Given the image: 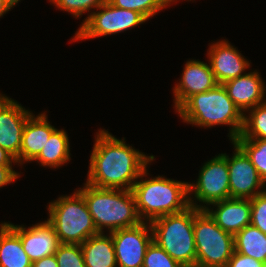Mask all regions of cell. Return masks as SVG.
Returning <instances> with one entry per match:
<instances>
[{
  "mask_svg": "<svg viewBox=\"0 0 266 267\" xmlns=\"http://www.w3.org/2000/svg\"><path fill=\"white\" fill-rule=\"evenodd\" d=\"M90 154L86 183L110 189L132 190L142 172L155 160L117 139L105 129L97 131Z\"/></svg>",
  "mask_w": 266,
  "mask_h": 267,
  "instance_id": "obj_1",
  "label": "cell"
},
{
  "mask_svg": "<svg viewBox=\"0 0 266 267\" xmlns=\"http://www.w3.org/2000/svg\"><path fill=\"white\" fill-rule=\"evenodd\" d=\"M175 112L183 122L197 127H230L228 137L234 141L242 132L244 114L228 96L222 84L189 97Z\"/></svg>",
  "mask_w": 266,
  "mask_h": 267,
  "instance_id": "obj_2",
  "label": "cell"
},
{
  "mask_svg": "<svg viewBox=\"0 0 266 267\" xmlns=\"http://www.w3.org/2000/svg\"><path fill=\"white\" fill-rule=\"evenodd\" d=\"M148 174L146 168L132 187L137 212L143 222L181 212L190 206L189 182L159 175L146 178Z\"/></svg>",
  "mask_w": 266,
  "mask_h": 267,
  "instance_id": "obj_3",
  "label": "cell"
},
{
  "mask_svg": "<svg viewBox=\"0 0 266 267\" xmlns=\"http://www.w3.org/2000/svg\"><path fill=\"white\" fill-rule=\"evenodd\" d=\"M77 190L83 195L99 233H105V229L111 233L143 222L132 190L99 188L86 182Z\"/></svg>",
  "mask_w": 266,
  "mask_h": 267,
  "instance_id": "obj_4",
  "label": "cell"
},
{
  "mask_svg": "<svg viewBox=\"0 0 266 267\" xmlns=\"http://www.w3.org/2000/svg\"><path fill=\"white\" fill-rule=\"evenodd\" d=\"M153 241L181 266H196L194 206L150 222Z\"/></svg>",
  "mask_w": 266,
  "mask_h": 267,
  "instance_id": "obj_5",
  "label": "cell"
},
{
  "mask_svg": "<svg viewBox=\"0 0 266 267\" xmlns=\"http://www.w3.org/2000/svg\"><path fill=\"white\" fill-rule=\"evenodd\" d=\"M49 202L47 222L54 228L59 243L81 245L98 234L83 195L77 190Z\"/></svg>",
  "mask_w": 266,
  "mask_h": 267,
  "instance_id": "obj_6",
  "label": "cell"
},
{
  "mask_svg": "<svg viewBox=\"0 0 266 267\" xmlns=\"http://www.w3.org/2000/svg\"><path fill=\"white\" fill-rule=\"evenodd\" d=\"M196 266L226 267L235 251L234 235L221 229L205 210L194 207Z\"/></svg>",
  "mask_w": 266,
  "mask_h": 267,
  "instance_id": "obj_7",
  "label": "cell"
},
{
  "mask_svg": "<svg viewBox=\"0 0 266 267\" xmlns=\"http://www.w3.org/2000/svg\"><path fill=\"white\" fill-rule=\"evenodd\" d=\"M229 178L227 158L222 153L208 160L200 168L196 183H188L189 204L205 210L212 203L230 198Z\"/></svg>",
  "mask_w": 266,
  "mask_h": 267,
  "instance_id": "obj_8",
  "label": "cell"
},
{
  "mask_svg": "<svg viewBox=\"0 0 266 267\" xmlns=\"http://www.w3.org/2000/svg\"><path fill=\"white\" fill-rule=\"evenodd\" d=\"M146 21L147 19L139 12L118 8L107 0L96 12H91L84 18L78 31L72 37V41L114 35L131 30Z\"/></svg>",
  "mask_w": 266,
  "mask_h": 267,
  "instance_id": "obj_9",
  "label": "cell"
},
{
  "mask_svg": "<svg viewBox=\"0 0 266 267\" xmlns=\"http://www.w3.org/2000/svg\"><path fill=\"white\" fill-rule=\"evenodd\" d=\"M117 267H142L148 246L153 241L150 222L118 229L110 233Z\"/></svg>",
  "mask_w": 266,
  "mask_h": 267,
  "instance_id": "obj_10",
  "label": "cell"
},
{
  "mask_svg": "<svg viewBox=\"0 0 266 267\" xmlns=\"http://www.w3.org/2000/svg\"><path fill=\"white\" fill-rule=\"evenodd\" d=\"M33 112L0 93V147L10 153L20 166V149L27 119Z\"/></svg>",
  "mask_w": 266,
  "mask_h": 267,
  "instance_id": "obj_11",
  "label": "cell"
},
{
  "mask_svg": "<svg viewBox=\"0 0 266 267\" xmlns=\"http://www.w3.org/2000/svg\"><path fill=\"white\" fill-rule=\"evenodd\" d=\"M234 154L227 158L229 170L230 198L252 199L266 190V183L260 177L247 155L233 142Z\"/></svg>",
  "mask_w": 266,
  "mask_h": 267,
  "instance_id": "obj_12",
  "label": "cell"
},
{
  "mask_svg": "<svg viewBox=\"0 0 266 267\" xmlns=\"http://www.w3.org/2000/svg\"><path fill=\"white\" fill-rule=\"evenodd\" d=\"M207 58L218 84L246 74L250 62L229 41L220 40L211 43L207 50Z\"/></svg>",
  "mask_w": 266,
  "mask_h": 267,
  "instance_id": "obj_13",
  "label": "cell"
},
{
  "mask_svg": "<svg viewBox=\"0 0 266 267\" xmlns=\"http://www.w3.org/2000/svg\"><path fill=\"white\" fill-rule=\"evenodd\" d=\"M179 83L173 87L174 109H178L189 97L209 91L218 83L210 64L198 60H188L183 68Z\"/></svg>",
  "mask_w": 266,
  "mask_h": 267,
  "instance_id": "obj_14",
  "label": "cell"
},
{
  "mask_svg": "<svg viewBox=\"0 0 266 267\" xmlns=\"http://www.w3.org/2000/svg\"><path fill=\"white\" fill-rule=\"evenodd\" d=\"M19 237L31 262L54 255L59 243L54 228L45 220L28 228L5 222Z\"/></svg>",
  "mask_w": 266,
  "mask_h": 267,
  "instance_id": "obj_15",
  "label": "cell"
},
{
  "mask_svg": "<svg viewBox=\"0 0 266 267\" xmlns=\"http://www.w3.org/2000/svg\"><path fill=\"white\" fill-rule=\"evenodd\" d=\"M222 85L243 114H247L249 109L266 101V85L257 70L229 80Z\"/></svg>",
  "mask_w": 266,
  "mask_h": 267,
  "instance_id": "obj_16",
  "label": "cell"
},
{
  "mask_svg": "<svg viewBox=\"0 0 266 267\" xmlns=\"http://www.w3.org/2000/svg\"><path fill=\"white\" fill-rule=\"evenodd\" d=\"M211 205L213 207L208 206L205 211L224 231L235 235L245 226L251 225L250 199L228 198Z\"/></svg>",
  "mask_w": 266,
  "mask_h": 267,
  "instance_id": "obj_17",
  "label": "cell"
},
{
  "mask_svg": "<svg viewBox=\"0 0 266 267\" xmlns=\"http://www.w3.org/2000/svg\"><path fill=\"white\" fill-rule=\"evenodd\" d=\"M32 114L25 123L20 149V166L32 161L39 155L50 135L57 129L48 121V115Z\"/></svg>",
  "mask_w": 266,
  "mask_h": 267,
  "instance_id": "obj_18",
  "label": "cell"
},
{
  "mask_svg": "<svg viewBox=\"0 0 266 267\" xmlns=\"http://www.w3.org/2000/svg\"><path fill=\"white\" fill-rule=\"evenodd\" d=\"M86 267H117L111 234L98 233L81 244Z\"/></svg>",
  "mask_w": 266,
  "mask_h": 267,
  "instance_id": "obj_19",
  "label": "cell"
},
{
  "mask_svg": "<svg viewBox=\"0 0 266 267\" xmlns=\"http://www.w3.org/2000/svg\"><path fill=\"white\" fill-rule=\"evenodd\" d=\"M69 137L65 129H56L49 137L39 155L32 161L42 167L57 169L71 160Z\"/></svg>",
  "mask_w": 266,
  "mask_h": 267,
  "instance_id": "obj_20",
  "label": "cell"
},
{
  "mask_svg": "<svg viewBox=\"0 0 266 267\" xmlns=\"http://www.w3.org/2000/svg\"><path fill=\"white\" fill-rule=\"evenodd\" d=\"M0 267H32L20 237L5 222L0 224Z\"/></svg>",
  "mask_w": 266,
  "mask_h": 267,
  "instance_id": "obj_21",
  "label": "cell"
},
{
  "mask_svg": "<svg viewBox=\"0 0 266 267\" xmlns=\"http://www.w3.org/2000/svg\"><path fill=\"white\" fill-rule=\"evenodd\" d=\"M235 251L266 263V235L248 225L234 235Z\"/></svg>",
  "mask_w": 266,
  "mask_h": 267,
  "instance_id": "obj_22",
  "label": "cell"
},
{
  "mask_svg": "<svg viewBox=\"0 0 266 267\" xmlns=\"http://www.w3.org/2000/svg\"><path fill=\"white\" fill-rule=\"evenodd\" d=\"M244 114L241 134L236 139H266V101Z\"/></svg>",
  "mask_w": 266,
  "mask_h": 267,
  "instance_id": "obj_23",
  "label": "cell"
},
{
  "mask_svg": "<svg viewBox=\"0 0 266 267\" xmlns=\"http://www.w3.org/2000/svg\"><path fill=\"white\" fill-rule=\"evenodd\" d=\"M233 143L247 155L266 183V139H235Z\"/></svg>",
  "mask_w": 266,
  "mask_h": 267,
  "instance_id": "obj_24",
  "label": "cell"
},
{
  "mask_svg": "<svg viewBox=\"0 0 266 267\" xmlns=\"http://www.w3.org/2000/svg\"><path fill=\"white\" fill-rule=\"evenodd\" d=\"M113 6L133 10L142 14L147 20L166 9L162 0H108Z\"/></svg>",
  "mask_w": 266,
  "mask_h": 267,
  "instance_id": "obj_25",
  "label": "cell"
},
{
  "mask_svg": "<svg viewBox=\"0 0 266 267\" xmlns=\"http://www.w3.org/2000/svg\"><path fill=\"white\" fill-rule=\"evenodd\" d=\"M106 1L107 0H49V2H51L50 4H54L57 9L70 13L76 19L81 18L86 12H94L95 9L97 10Z\"/></svg>",
  "mask_w": 266,
  "mask_h": 267,
  "instance_id": "obj_26",
  "label": "cell"
},
{
  "mask_svg": "<svg viewBox=\"0 0 266 267\" xmlns=\"http://www.w3.org/2000/svg\"><path fill=\"white\" fill-rule=\"evenodd\" d=\"M58 267H86L81 245L60 243L54 253Z\"/></svg>",
  "mask_w": 266,
  "mask_h": 267,
  "instance_id": "obj_27",
  "label": "cell"
},
{
  "mask_svg": "<svg viewBox=\"0 0 266 267\" xmlns=\"http://www.w3.org/2000/svg\"><path fill=\"white\" fill-rule=\"evenodd\" d=\"M142 267H183L152 241L147 248Z\"/></svg>",
  "mask_w": 266,
  "mask_h": 267,
  "instance_id": "obj_28",
  "label": "cell"
},
{
  "mask_svg": "<svg viewBox=\"0 0 266 267\" xmlns=\"http://www.w3.org/2000/svg\"><path fill=\"white\" fill-rule=\"evenodd\" d=\"M251 201V225L266 235V190L257 194Z\"/></svg>",
  "mask_w": 266,
  "mask_h": 267,
  "instance_id": "obj_29",
  "label": "cell"
},
{
  "mask_svg": "<svg viewBox=\"0 0 266 267\" xmlns=\"http://www.w3.org/2000/svg\"><path fill=\"white\" fill-rule=\"evenodd\" d=\"M265 263L236 251L232 254L226 267H264Z\"/></svg>",
  "mask_w": 266,
  "mask_h": 267,
  "instance_id": "obj_30",
  "label": "cell"
},
{
  "mask_svg": "<svg viewBox=\"0 0 266 267\" xmlns=\"http://www.w3.org/2000/svg\"><path fill=\"white\" fill-rule=\"evenodd\" d=\"M20 173L13 169V165H0V188L15 182Z\"/></svg>",
  "mask_w": 266,
  "mask_h": 267,
  "instance_id": "obj_31",
  "label": "cell"
},
{
  "mask_svg": "<svg viewBox=\"0 0 266 267\" xmlns=\"http://www.w3.org/2000/svg\"><path fill=\"white\" fill-rule=\"evenodd\" d=\"M32 267H58V262L55 255H50L33 262Z\"/></svg>",
  "mask_w": 266,
  "mask_h": 267,
  "instance_id": "obj_32",
  "label": "cell"
},
{
  "mask_svg": "<svg viewBox=\"0 0 266 267\" xmlns=\"http://www.w3.org/2000/svg\"><path fill=\"white\" fill-rule=\"evenodd\" d=\"M16 165V159L6 150L0 147V165Z\"/></svg>",
  "mask_w": 266,
  "mask_h": 267,
  "instance_id": "obj_33",
  "label": "cell"
},
{
  "mask_svg": "<svg viewBox=\"0 0 266 267\" xmlns=\"http://www.w3.org/2000/svg\"><path fill=\"white\" fill-rule=\"evenodd\" d=\"M9 11L11 10L7 7L4 1L0 0V18L3 17V15L8 13Z\"/></svg>",
  "mask_w": 266,
  "mask_h": 267,
  "instance_id": "obj_34",
  "label": "cell"
},
{
  "mask_svg": "<svg viewBox=\"0 0 266 267\" xmlns=\"http://www.w3.org/2000/svg\"><path fill=\"white\" fill-rule=\"evenodd\" d=\"M4 3L7 5V7L11 10L13 9L18 2H20L21 0H3Z\"/></svg>",
  "mask_w": 266,
  "mask_h": 267,
  "instance_id": "obj_35",
  "label": "cell"
},
{
  "mask_svg": "<svg viewBox=\"0 0 266 267\" xmlns=\"http://www.w3.org/2000/svg\"><path fill=\"white\" fill-rule=\"evenodd\" d=\"M167 6L170 7L171 4H173L172 2H177L179 0H162ZM186 1V0H185ZM188 1H192V0H188ZM194 1V0H193Z\"/></svg>",
  "mask_w": 266,
  "mask_h": 267,
  "instance_id": "obj_36",
  "label": "cell"
}]
</instances>
